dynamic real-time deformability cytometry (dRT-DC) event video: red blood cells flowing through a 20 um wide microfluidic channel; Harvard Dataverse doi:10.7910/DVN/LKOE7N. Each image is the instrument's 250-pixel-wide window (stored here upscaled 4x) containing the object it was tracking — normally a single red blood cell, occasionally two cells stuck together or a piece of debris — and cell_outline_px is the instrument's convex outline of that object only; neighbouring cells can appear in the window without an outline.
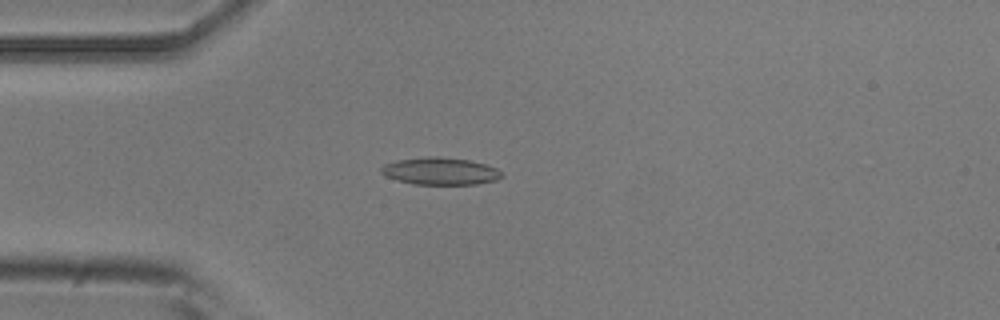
{"species": "common noctule bat (a hibernating species)", "species_latin": "Nyctalus noctula", "temperature_condition": "room temperature", "stored_images_in_passage": 5, "camera_frame_rate_fps": 3000, "um_per_image_px": 0.085, "animal": {"sex": "male", "body_mass_g": 20.5, "forearm_length_mm": 52.5}, "frame": {"image": 1, "passage_image": 5, "time_ms": 4.333, "image_size_px": [1000, 320], "cell_outline_px": [[504, 176], [496, 180], [476, 184], [412, 184], [396, 180], [384, 176], [380, 172], [380, 168], [384, 164], [396, 160], [428, 156], [440, 156], [468, 160], [484, 164], [496, 168]], "centroid_in_image_um": [37.37, 14.54], "position_along_channel_um": 47.6, "area_um2": 19.25}}